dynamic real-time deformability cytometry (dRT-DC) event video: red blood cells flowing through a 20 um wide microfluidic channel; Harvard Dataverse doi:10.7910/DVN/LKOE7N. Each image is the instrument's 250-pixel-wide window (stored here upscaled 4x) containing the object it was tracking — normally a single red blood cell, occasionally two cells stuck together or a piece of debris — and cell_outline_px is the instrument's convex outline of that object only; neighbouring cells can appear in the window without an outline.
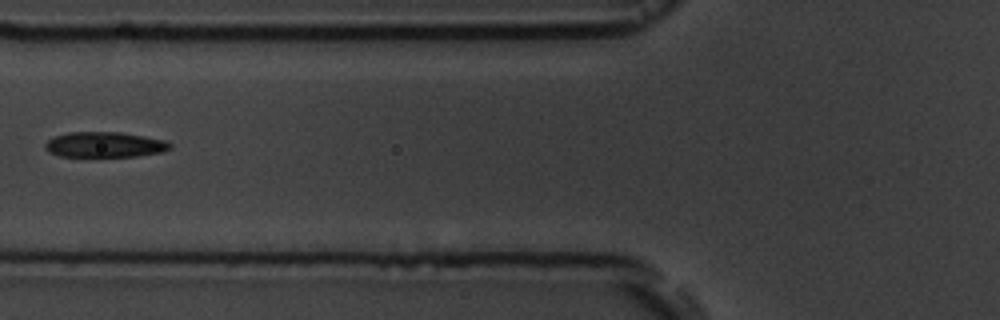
{"species": "common noctule bat (a hibernating species)", "species_latin": "Nyctalus noctula", "temperature_condition": "room temperature", "stored_images_in_passage": 8, "camera_frame_rate_fps": 3000, "um_per_image_px": 0.085, "animal": {"sex": "male", "body_mass_g": 19.5, "forearm_length_mm": 54.6}, "frame": {"image": 1, "passage_image": 7, "time_ms": 7.0, "image_size_px": [1000, 320], "cell_outline_px": [[172, 148], [160, 152], [136, 156], [60, 156], [48, 152], [44, 148], [44, 144], [48, 140], [56, 136], [68, 132], [120, 132], [144, 136], [164, 140], [172, 144]], "centroid_in_image_um": [8.88, 12.29], "position_along_channel_um": 116.9, "area_um2": 18.38}}
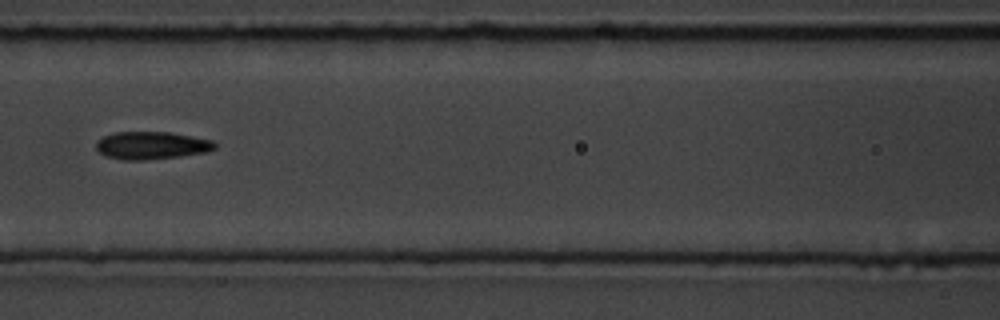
{"frame": {"image": 2, "passage_image": 8, "time_ms": 8.0, "image_size_px": [1000, 320], "cell_outline_px": [[216, 148], [208, 152], [180, 156], [144, 160], [124, 160], [104, 156], [96, 148], [96, 140], [112, 132], [168, 132], [192, 136], [212, 140], [216, 144]], "centroid_in_image_um": [12.86, 12.36], "position_along_channel_um": 153.7, "area_um2": 19.25}}